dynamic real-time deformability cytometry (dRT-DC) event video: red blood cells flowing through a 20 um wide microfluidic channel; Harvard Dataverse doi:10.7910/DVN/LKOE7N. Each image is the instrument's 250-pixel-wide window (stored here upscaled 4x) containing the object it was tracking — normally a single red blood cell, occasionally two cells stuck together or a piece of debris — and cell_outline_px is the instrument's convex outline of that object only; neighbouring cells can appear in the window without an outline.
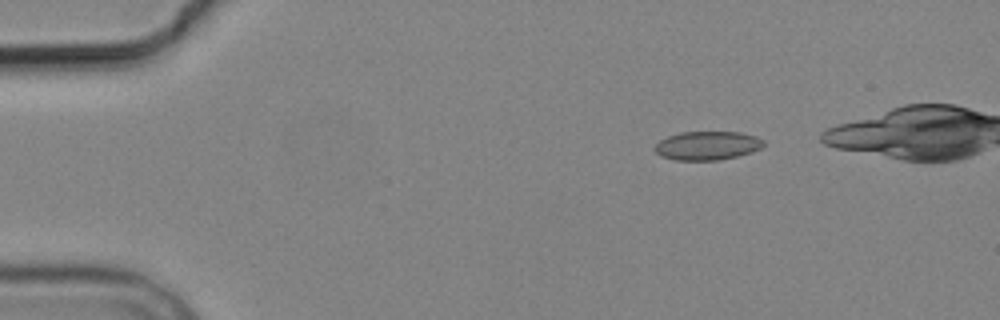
{"species": "common noctule bat (a hibernating species)", "species_latin": "Nyctalus noctula", "temperature_condition": "cold", "stored_images_in_passage": 5, "camera_frame_rate_fps": 3000, "um_per_image_px": 0.085, "animal": {"sex": "male", "body_mass_g": 19.2, "forearm_length_mm": 51.8}, "frame": {"image": 1, "passage_image": 2, "time_ms": 1.0, "image_size_px": [1000, 320], "cell_outline_px": [[764, 144], [760, 148], [752, 152], [736, 156], [716, 160], [676, 160], [660, 156], [652, 148], [660, 140], [668, 136], [680, 132], [740, 132], [756, 136], [764, 140]], "centroid_in_image_um": [60.1, 12.37], "position_along_channel_um": 24.9, "area_um2": 18.21}}